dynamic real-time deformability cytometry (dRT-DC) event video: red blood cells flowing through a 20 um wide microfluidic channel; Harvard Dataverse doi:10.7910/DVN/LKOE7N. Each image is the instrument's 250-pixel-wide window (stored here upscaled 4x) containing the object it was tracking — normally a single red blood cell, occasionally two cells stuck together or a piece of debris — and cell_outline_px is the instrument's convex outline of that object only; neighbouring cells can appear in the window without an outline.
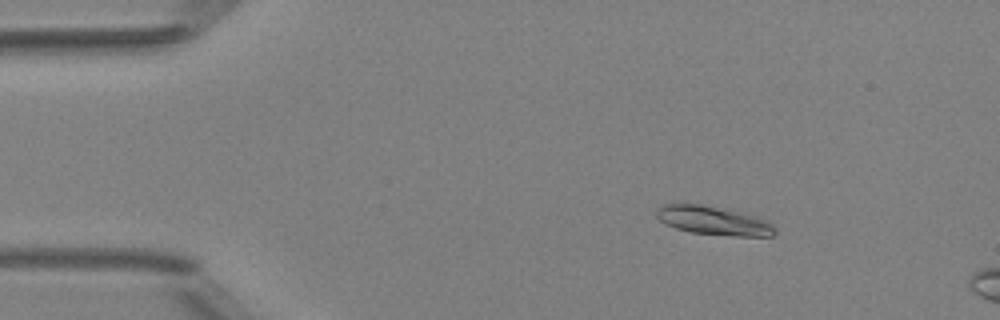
{"species": "Egyptian fruit bat (a non-hibernating species)", "species_latin": "Rousettus aegyptiacus", "temperature_condition": "room temperature", "stored_images_in_passage": 5, "camera_frame_rate_fps": 3000, "um_per_image_px": 0.085, "animal": {"sex": "female"}, "frame": {"image": 1, "passage_image": 2, "time_ms": 1.0, "image_size_px": [1000, 320], "cell_outline_px": [[776, 232], [772, 236], [736, 236], [692, 232], [676, 228], [664, 224], [656, 216], [656, 208], [660, 204], [700, 204], [760, 216], [768, 220], [776, 228]], "centroid_in_image_um": [60.67, 18.74], "position_along_channel_um": 24.3, "area_um2": 19.94}}